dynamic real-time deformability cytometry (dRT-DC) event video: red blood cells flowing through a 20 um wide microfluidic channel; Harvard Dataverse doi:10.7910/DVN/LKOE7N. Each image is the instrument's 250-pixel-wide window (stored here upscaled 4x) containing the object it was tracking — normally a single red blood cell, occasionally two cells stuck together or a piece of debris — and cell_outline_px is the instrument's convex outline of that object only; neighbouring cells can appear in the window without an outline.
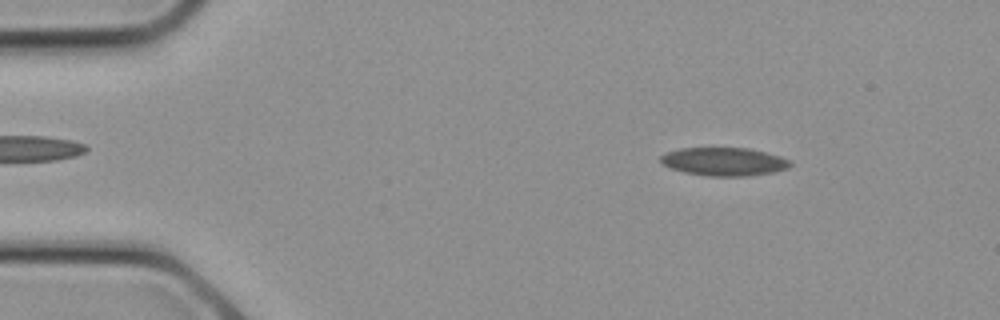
{"species": "common noctule bat (a hibernating species)", "species_latin": "Nyctalus noctula", "temperature_condition": "cold", "stored_images_in_passage": 12, "camera_frame_rate_fps": 3000, "um_per_image_px": 0.085, "animal": {"sex": "female", "body_mass_g": 21.9}, "frame": {"image": 1, "passage_image": 3, "time_ms": 0.667, "image_size_px": [1000, 320], "cell_outline_px": [[792, 164], [788, 168], [772, 172], [748, 176], [704, 176], [684, 172], [672, 168], [664, 164], [660, 160], [660, 156], [664, 152], [680, 148], [748, 148], [780, 156], [788, 160]], "centroid_in_image_um": [61.51, 13.74], "position_along_channel_um": 23.5, "area_um2": 21.27}}
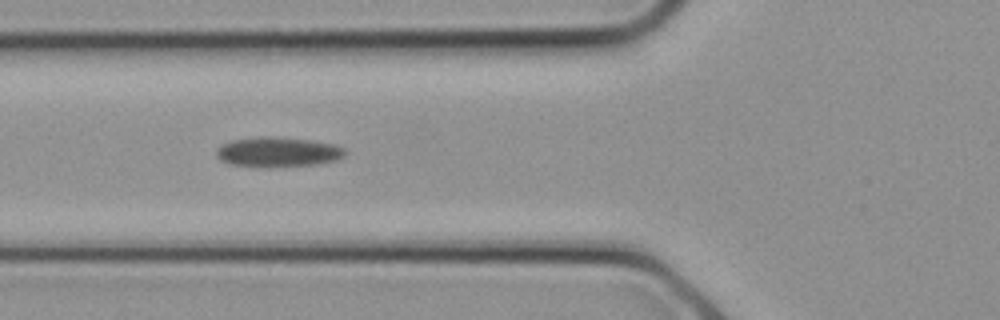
{"frame": {"image": 2, "passage_image": 9, "time_ms": 2.667, "image_size_px": [1000, 320], "cell_outline_px": [[348, 152], [344, 156], [336, 160], [316, 164], [268, 168], [264, 168], [228, 164], [220, 160], [216, 156], [216, 148], [220, 144], [232, 140], [268, 136], [312, 140], [336, 144], [344, 148]], "centroid_in_image_um": [23.61, 12.93], "position_along_channel_um": 102.2, "area_um2": 22.83}}
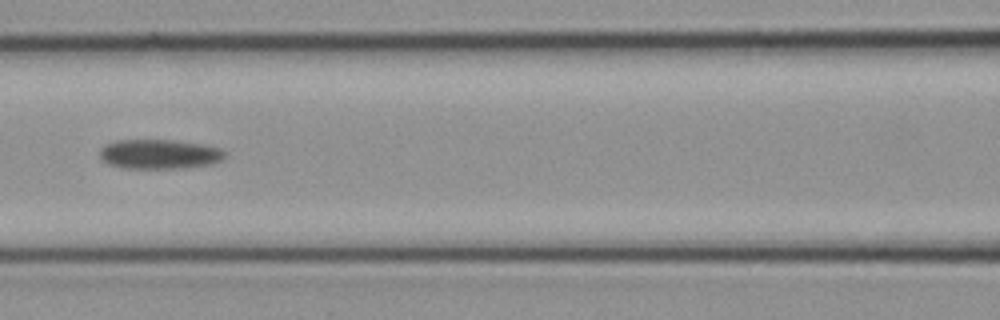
{"frame": {"image": 3, "passage_image": 11, "time_ms": 3.333, "image_size_px": [1000, 320], "cell_outline_px": [[228, 152], [220, 160], [212, 164], [188, 168], [124, 168], [108, 164], [100, 160], [100, 148], [116, 140], [176, 140], [204, 144], [220, 148]], "centroid_in_image_um": [13.57, 13.1], "position_along_channel_um": 153.0, "area_um2": 21.79}}